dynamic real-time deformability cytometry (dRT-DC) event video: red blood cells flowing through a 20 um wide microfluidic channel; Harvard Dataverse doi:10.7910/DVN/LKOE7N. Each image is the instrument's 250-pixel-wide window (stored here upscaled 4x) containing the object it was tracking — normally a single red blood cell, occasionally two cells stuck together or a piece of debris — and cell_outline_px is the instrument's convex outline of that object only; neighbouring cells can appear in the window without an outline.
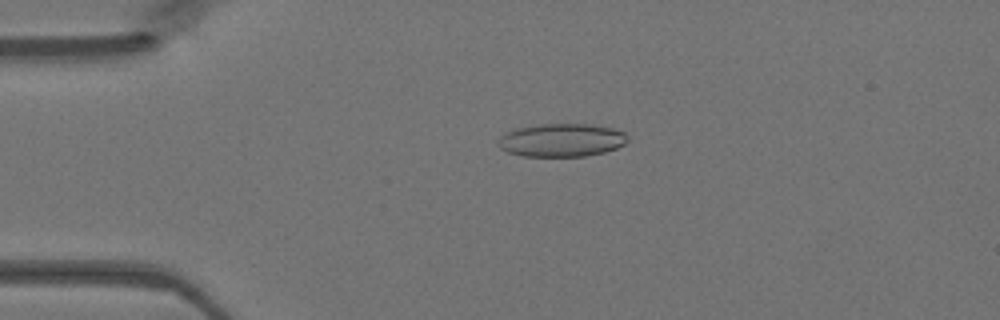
{"species": "Egyptian fruit bat (a non-hibernating species)", "species_latin": "Rousettus aegyptiacus", "temperature_condition": "warm", "stored_images_in_passage": 40, "camera_frame_rate_fps": 3000, "um_per_image_px": 0.085, "animal": {"sex": "female"}, "frame": {"image": 1, "passage_image": 3, "time_ms": 0.667, "image_size_px": [1000, 320], "cell_outline_px": [[628, 140], [624, 144], [616, 148], [604, 152], [584, 156], [524, 156], [508, 152], [500, 148], [496, 144], [496, 140], [500, 136], [516, 128], [540, 124], [592, 124], [612, 128], [624, 132], [628, 136]], "centroid_in_image_um": [47.72, 11.91], "position_along_channel_um": 37.3, "area_um2": 25.09}}
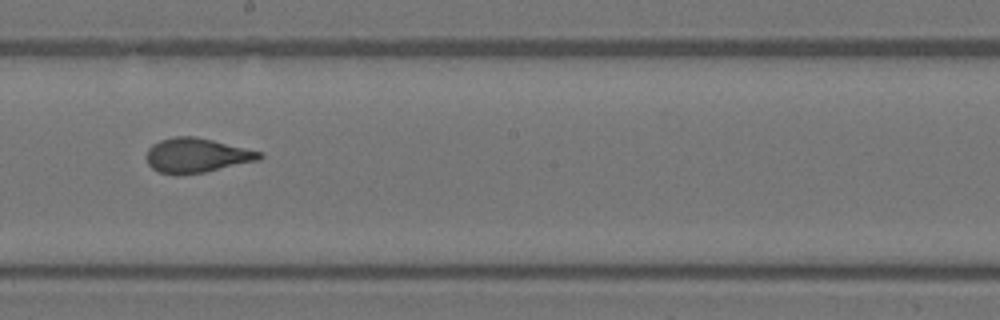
{"frame": {"image": 2, "passage_image": 19, "time_ms": 6.0, "image_size_px": [1000, 320], "cell_outline_px": [[264, 156], [260, 160], [204, 172], [180, 176], [160, 172], [152, 168], [148, 164], [144, 156], [148, 148], [152, 144], [160, 140], [176, 136], [196, 136], [264, 152]], "centroid_in_image_um": [16.71, 13.21], "position_along_channel_um": 231.5, "area_um2": 23.12}}
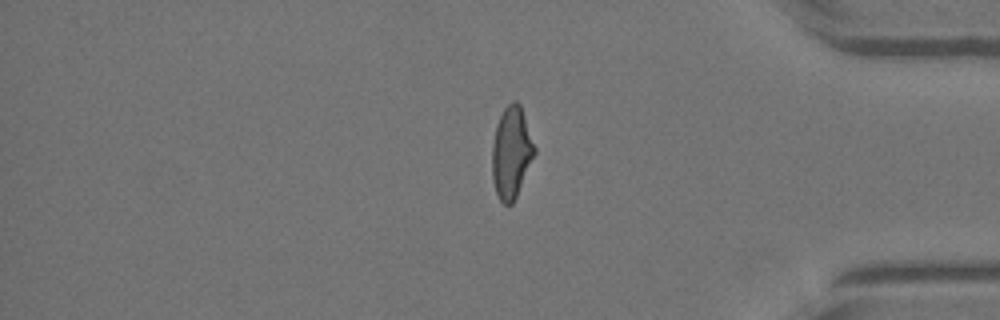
{"frame": {"image": 3, "passage_image": 32, "time_ms": 10.333, "image_size_px": [1000, 320], "cell_outline_px": [[536, 152], [516, 196], [512, 204], [504, 204], [500, 200], [496, 192], [492, 176], [492, 144], [496, 124], [504, 108], [512, 100], [516, 100], [520, 104], [536, 148]], "centroid_in_image_um": [43.46, 12.93], "position_along_channel_um": 391.7, "area_um2": 22.54}}